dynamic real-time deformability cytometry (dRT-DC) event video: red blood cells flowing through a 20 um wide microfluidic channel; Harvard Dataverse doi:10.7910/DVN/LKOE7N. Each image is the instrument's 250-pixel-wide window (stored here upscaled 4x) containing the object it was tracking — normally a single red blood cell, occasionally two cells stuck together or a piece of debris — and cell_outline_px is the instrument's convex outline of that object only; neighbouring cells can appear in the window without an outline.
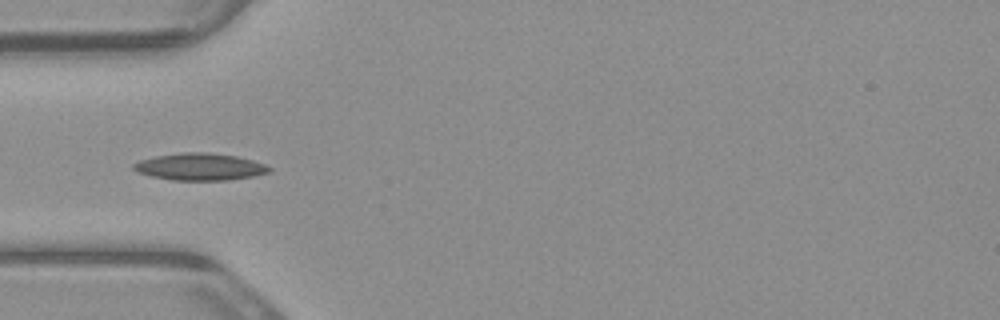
{"species": "common noctule bat (a hibernating species)", "species_latin": "Nyctalus noctula", "temperature_condition": "warm", "stored_images_in_passage": 5, "camera_frame_rate_fps": 3000, "um_per_image_px": 0.085, "animal": {"sex": "male", "body_mass_g": 23.1, "forearm_length_mm": 52.7}, "frame": {"image": 1, "passage_image": 3, "time_ms": 0.667, "image_size_px": [1000, 320], "cell_outline_px": [[272, 172], [252, 176], [228, 180], [172, 180], [152, 176], [136, 172], [132, 168], [132, 164], [140, 160], [156, 156], [184, 152], [204, 152], [236, 156], [252, 160], [264, 164], [272, 168]], "centroid_in_image_um": [16.99, 14.18], "position_along_channel_um": 68.0, "area_um2": 21.33}}
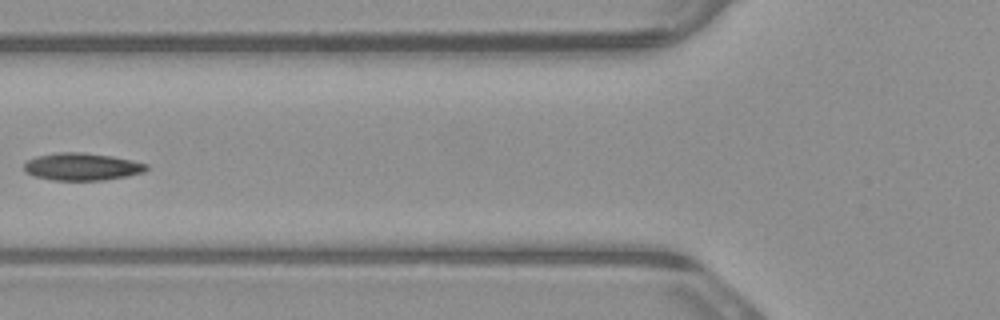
{"frame": {"image": 2, "passage_image": 4, "time_ms": 1.0, "image_size_px": [1000, 320], "cell_outline_px": [[148, 168], [144, 172], [128, 176], [104, 180], [52, 180], [36, 176], [24, 172], [24, 164], [28, 160], [36, 156], [56, 152], [84, 152], [112, 156], [132, 160], [148, 164]], "centroid_in_image_um": [6.97, 14.16], "position_along_channel_um": 118.8, "area_um2": 19.65}}
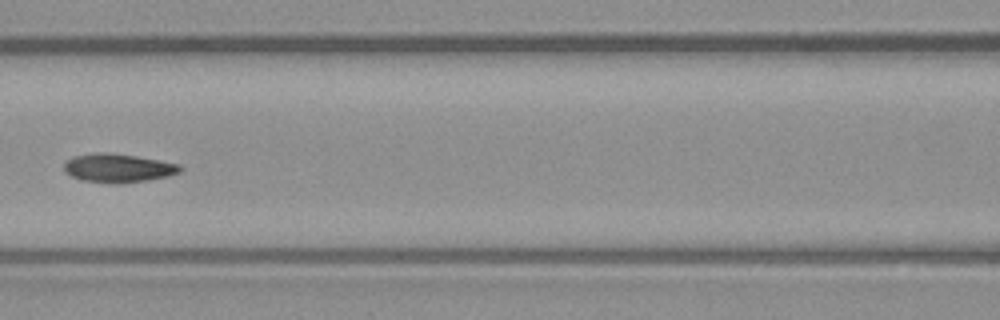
{"frame": {"image": 3, "passage_image": 5, "time_ms": 1.333, "image_size_px": [1000, 320], "cell_outline_px": [[184, 168], [180, 172], [168, 176], [148, 180], [120, 184], [116, 184], [84, 180], [72, 176], [64, 172], [64, 164], [72, 156], [92, 152], [108, 152], [136, 156], [160, 160], [180, 164]], "centroid_in_image_um": [10.05, 14.27], "position_along_channel_um": 156.5, "area_um2": 19.59}}